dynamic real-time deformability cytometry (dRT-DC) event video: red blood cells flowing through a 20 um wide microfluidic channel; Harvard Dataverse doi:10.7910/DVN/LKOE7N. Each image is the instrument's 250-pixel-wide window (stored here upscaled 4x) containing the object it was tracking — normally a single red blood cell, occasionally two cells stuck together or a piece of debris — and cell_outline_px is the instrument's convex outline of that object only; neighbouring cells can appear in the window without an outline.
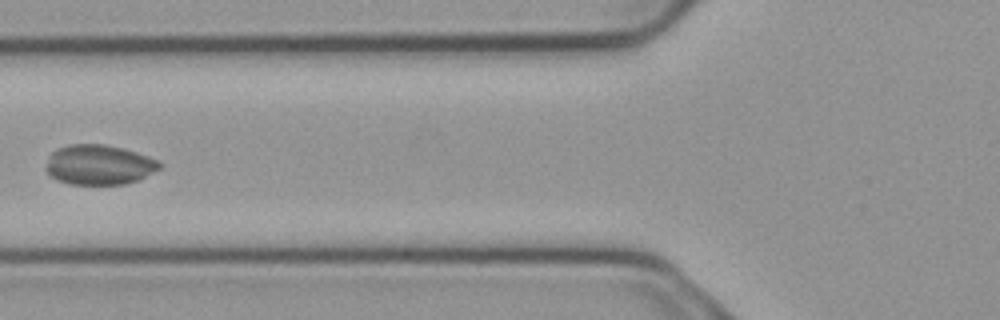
{"species": "common noctule bat (a hibernating species)", "species_latin": "Nyctalus noctula", "temperature_condition": "cold", "stored_images_in_passage": 9, "camera_frame_rate_fps": 3000, "um_per_image_px": 0.085, "animal": {"sex": "male", "body_mass_g": 23.1, "forearm_length_mm": 52.7}, "frame": {"image": 1, "passage_image": 6, "time_ms": 1.667, "image_size_px": [1000, 320], "cell_outline_px": [[164, 164], [160, 168], [140, 180], [124, 184], [68, 184], [56, 180], [44, 168], [48, 156], [56, 148], [72, 144], [104, 144], [120, 148], [148, 156]], "centroid_in_image_um": [8.4, 14.01], "position_along_channel_um": 117.4, "area_um2": 26.53}}
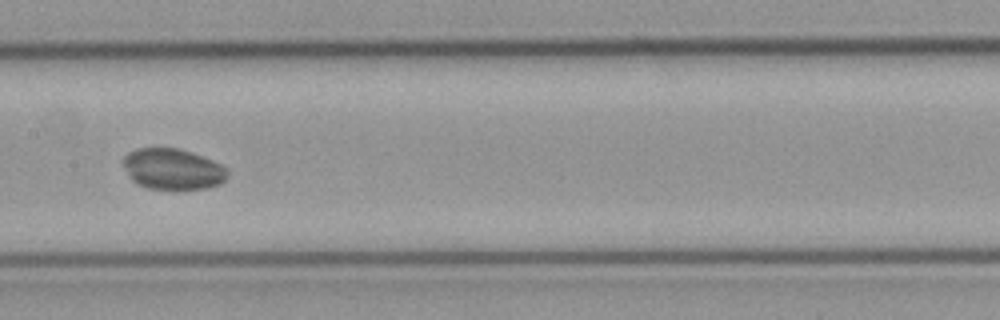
{"frame": {"image": 2, "passage_image": 8, "time_ms": 2.333, "image_size_px": [1000, 320], "cell_outline_px": [[228, 172], [224, 180], [220, 184], [208, 188], [148, 188], [136, 184], [128, 176], [124, 164], [124, 156], [128, 152], [136, 148], [176, 148], [192, 152], [212, 160], [228, 168]], "centroid_in_image_um": [14.68, 14.36], "position_along_channel_um": 192.7, "area_um2": 24.68}}
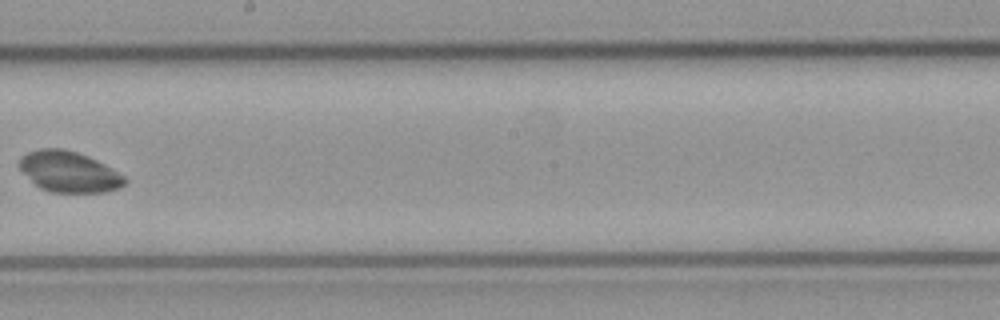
{"frame": {"image": 3, "passage_image": 9, "time_ms": 2.667, "image_size_px": [1000, 320], "cell_outline_px": [[128, 180], [120, 188], [104, 192], [52, 192], [40, 188], [16, 164], [20, 156], [28, 152], [40, 148], [60, 148], [76, 152], [96, 160], [104, 164], [124, 176]], "centroid_in_image_um": [5.85, 14.59], "position_along_channel_um": 242.4, "area_um2": 24.85}}